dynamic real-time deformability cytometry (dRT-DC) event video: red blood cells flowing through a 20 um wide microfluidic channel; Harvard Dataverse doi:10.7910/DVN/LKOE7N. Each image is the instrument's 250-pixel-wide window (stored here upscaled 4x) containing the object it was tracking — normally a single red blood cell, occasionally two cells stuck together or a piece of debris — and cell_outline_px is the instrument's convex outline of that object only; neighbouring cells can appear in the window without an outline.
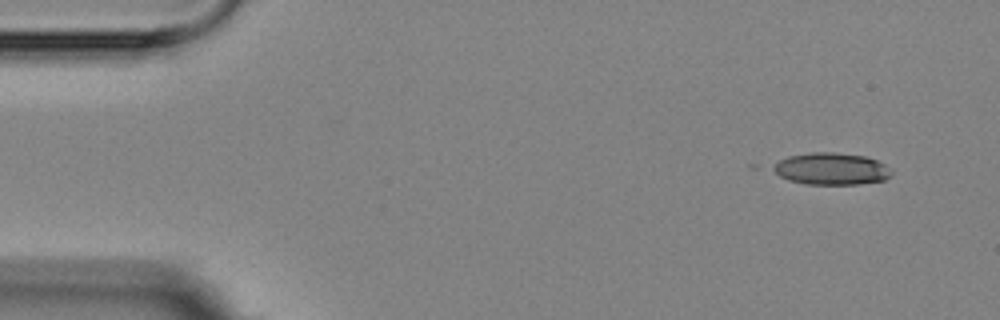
{"species": "Egyptian fruit bat (a non-hibernating species)", "species_latin": "Rousettus aegyptiacus", "temperature_condition": "room temperature", "stored_images_in_passage": 4, "camera_frame_rate_fps": 3000, "um_per_image_px": 0.085, "animal": {"sex": "female"}, "frame": {"image": 1, "passage_image": 1, "time_ms": 0.0, "image_size_px": [1000, 320], "cell_outline_px": [[892, 176], [884, 180], [860, 184], [804, 184], [788, 180], [780, 176], [768, 168], [772, 164], [788, 156], [812, 152], [836, 152], [864, 156], [876, 160], [884, 164], [892, 172]], "centroid_in_image_um": [70.61, 14.35], "position_along_channel_um": 14.4, "area_um2": 22.25}}
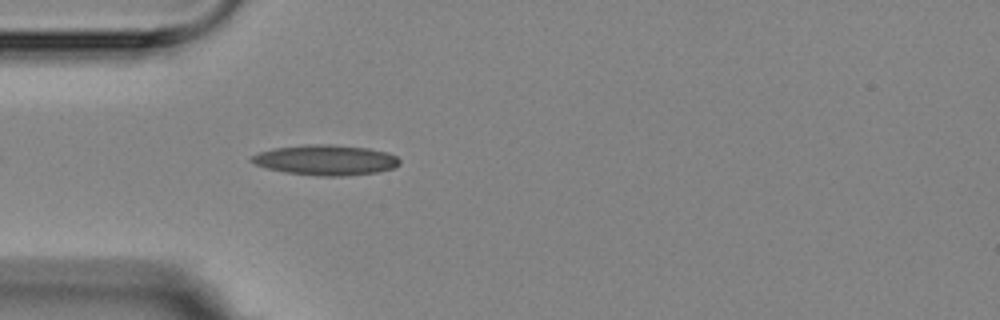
{"frame": {"image": 2, "passage_image": 4, "time_ms": 4.0, "image_size_px": [1000, 320], "cell_outline_px": [[400, 164], [392, 168], [376, 172], [348, 176], [320, 176], [284, 172], [268, 168], [256, 164], [248, 160], [248, 156], [260, 152], [276, 148], [304, 144], [332, 144], [368, 148], [388, 152], [396, 156], [400, 160]], "centroid_in_image_um": [27.68, 13.6], "position_along_channel_um": 57.3, "area_um2": 26.24}}